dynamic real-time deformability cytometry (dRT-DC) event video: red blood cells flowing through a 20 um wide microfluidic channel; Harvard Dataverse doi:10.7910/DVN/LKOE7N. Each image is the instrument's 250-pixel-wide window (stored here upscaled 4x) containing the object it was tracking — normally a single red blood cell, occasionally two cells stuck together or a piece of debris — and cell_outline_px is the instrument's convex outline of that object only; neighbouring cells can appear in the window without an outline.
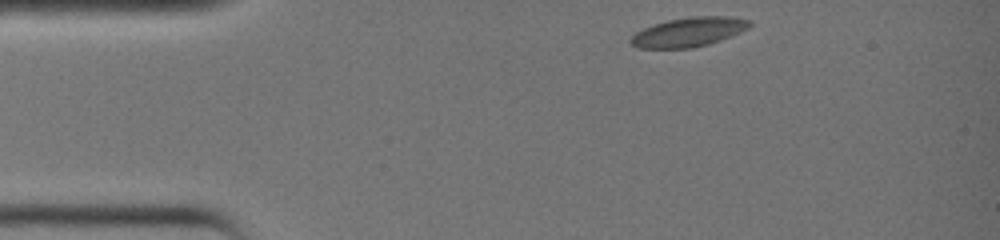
{"species": "common noctule bat (a hibernating species)", "species_latin": "Nyctalus noctula", "temperature_condition": "warm", "stored_images_in_passage": 25, "camera_frame_rate_fps": 3000, "um_per_image_px": 0.085, "animal": {"sex": "female", "body_mass_g": 19.0, "forearm_length_mm": 51.5}, "frame": {"image": 1, "passage_image": 1, "time_ms": 0.0, "image_size_px": [1000, 240], "cell_outline_px": [[752, 24], [748, 28], [740, 32], [720, 40], [708, 44], [692, 48], [640, 48], [632, 44], [628, 40], [636, 32], [644, 28], [668, 20], [692, 16], [728, 16], [752, 20]], "centroid_in_image_um": [58.56, 2.72], "position_along_channel_um": 26.4, "area_um2": 20.17}}
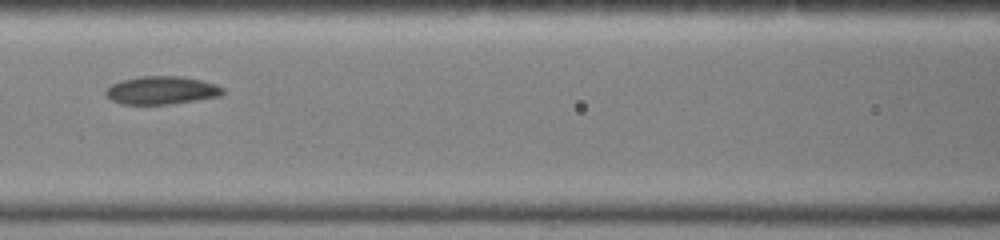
{"frame": {"image": 2, "passage_image": 12, "time_ms": 3.667, "image_size_px": [1000, 240], "cell_outline_px": [[224, 92], [220, 96], [196, 100], [168, 104], [120, 104], [112, 100], [104, 92], [112, 84], [120, 80], [140, 76], [180, 76], [200, 80], [216, 84], [224, 88]], "centroid_in_image_um": [13.73, 7.67], "position_along_channel_um": 152.9, "area_um2": 19.07}}
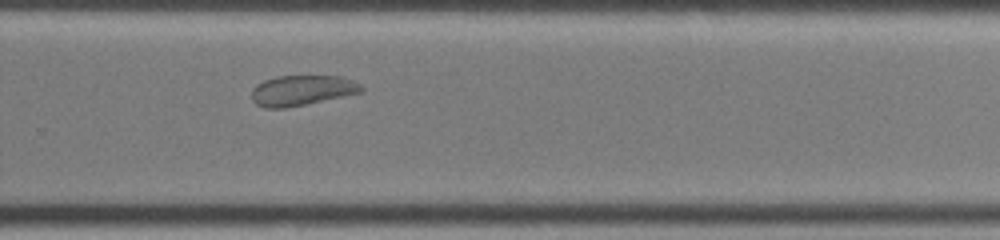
{"frame": {"image": 3, "passage_image": 21, "time_ms": 6.667, "image_size_px": [1000, 240], "cell_outline_px": [[364, 92], [284, 108], [264, 108], [256, 104], [252, 100], [252, 88], [256, 84], [264, 80], [276, 76], [340, 76], [352, 80], [360, 84], [364, 88]], "centroid_in_image_um": [25.65, 7.68], "position_along_channel_um": 304.1, "area_um2": 19.36}}